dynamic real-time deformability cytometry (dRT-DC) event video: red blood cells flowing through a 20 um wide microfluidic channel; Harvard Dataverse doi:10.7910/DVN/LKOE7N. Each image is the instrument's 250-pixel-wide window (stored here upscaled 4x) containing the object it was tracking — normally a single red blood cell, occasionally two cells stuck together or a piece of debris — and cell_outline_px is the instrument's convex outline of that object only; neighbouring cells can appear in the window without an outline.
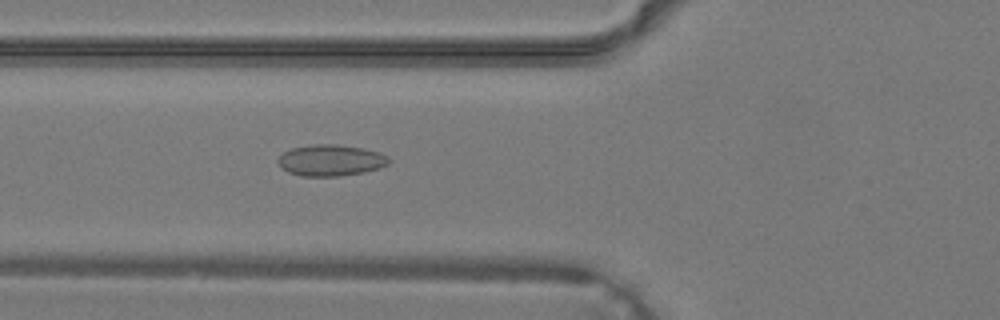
{"species": "common noctule bat (a hibernating species)", "species_latin": "Nyctalus noctula", "temperature_condition": "warm", "stored_images_in_passage": 29, "camera_frame_rate_fps": 3000, "um_per_image_px": 0.085, "animal": {"sex": "male", "body_mass_g": 19.2, "forearm_length_mm": 51.8}, "frame": {"image": 1, "passage_image": 4, "time_ms": 1.0, "image_size_px": [1000, 320], "cell_outline_px": [[392, 160], [388, 164], [380, 168], [364, 172], [340, 176], [300, 176], [288, 172], [276, 160], [284, 152], [292, 148], [312, 144], [336, 144], [364, 148], [380, 152], [388, 156]], "centroid_in_image_um": [28.16, 13.62], "position_along_channel_um": 97.6, "area_um2": 20.35}}
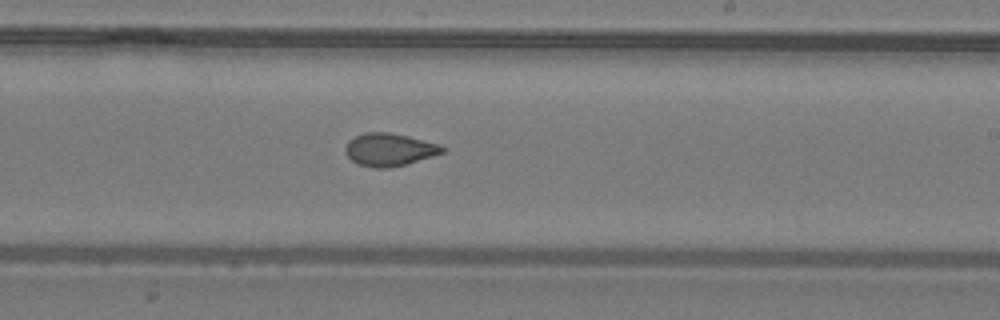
{"frame": {"image": 2, "passage_image": 13, "time_ms": 4.0, "image_size_px": [1000, 320], "cell_outline_px": [[444, 152], [432, 156], [404, 164], [388, 168], [372, 168], [360, 164], [352, 160], [348, 156], [344, 148], [348, 140], [364, 132], [388, 132], [408, 136], [440, 144], [444, 148]], "centroid_in_image_um": [33.07, 12.7], "position_along_channel_um": 255.9, "area_um2": 18.32}}
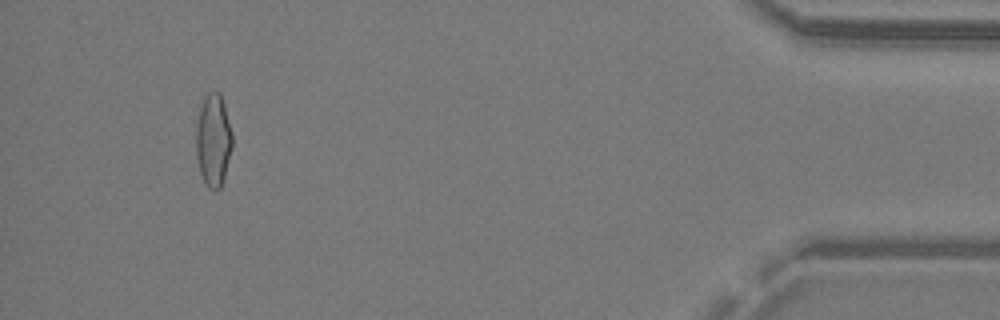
{"frame": {"image": 3, "passage_image": 26, "time_ms": 8.333, "image_size_px": [1000, 320], "cell_outline_px": [[232, 148], [224, 180], [220, 188], [216, 192], [208, 188], [200, 172], [196, 156], [196, 124], [200, 108], [204, 96], [208, 92], [220, 92], [224, 104], [232, 132]], "centroid_in_image_um": [18.13, 11.94], "position_along_channel_um": 417.1, "area_um2": 19.77}}